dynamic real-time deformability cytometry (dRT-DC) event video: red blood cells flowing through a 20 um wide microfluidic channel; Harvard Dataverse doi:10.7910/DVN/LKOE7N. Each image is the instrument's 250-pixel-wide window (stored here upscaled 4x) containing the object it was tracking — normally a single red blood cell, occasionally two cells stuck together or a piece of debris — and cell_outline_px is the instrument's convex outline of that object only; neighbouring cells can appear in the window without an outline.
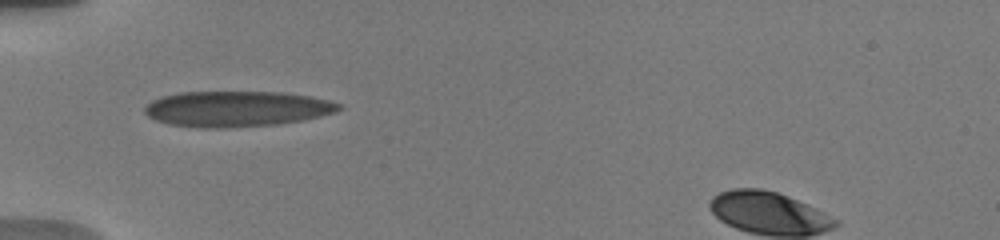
{"species": "human", "species_latin": "Homo sapiens", "temperature_condition": "warm", "stored_images_in_passage": 11, "camera_frame_rate_fps": 3000, "um_per_image_px": 0.085, "donor": {"sex": "male"}, "frame": {"image": 1, "passage_image": 1, "time_ms": 0.0, "image_size_px": [1000, 240], "cell_outline_px": [[340, 108], [336, 112], [304, 120], [280, 124], [228, 128], [200, 128], [168, 124], [156, 120], [148, 116], [144, 112], [144, 108], [152, 100], [160, 96], [180, 92], [284, 92], [312, 96], [328, 100], [340, 104]], "centroid_in_image_um": [20.11, 9.25], "position_along_channel_um": 64.9, "area_um2": 40.63}}
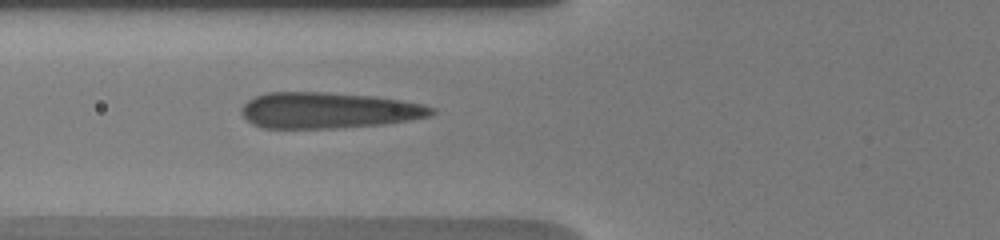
{"frame": {"image": 2, "passage_image": 8, "time_ms": 1.0, "image_size_px": [1000, 240], "cell_outline_px": [[436, 112], [428, 116], [408, 120], [380, 124], [332, 128], [260, 128], [252, 124], [240, 112], [240, 108], [248, 100], [256, 96], [268, 92], [324, 92], [376, 96], [400, 100], [420, 104], [436, 108]], "centroid_in_image_um": [27.87, 9.37], "position_along_channel_um": 97.9, "area_um2": 39.77}}